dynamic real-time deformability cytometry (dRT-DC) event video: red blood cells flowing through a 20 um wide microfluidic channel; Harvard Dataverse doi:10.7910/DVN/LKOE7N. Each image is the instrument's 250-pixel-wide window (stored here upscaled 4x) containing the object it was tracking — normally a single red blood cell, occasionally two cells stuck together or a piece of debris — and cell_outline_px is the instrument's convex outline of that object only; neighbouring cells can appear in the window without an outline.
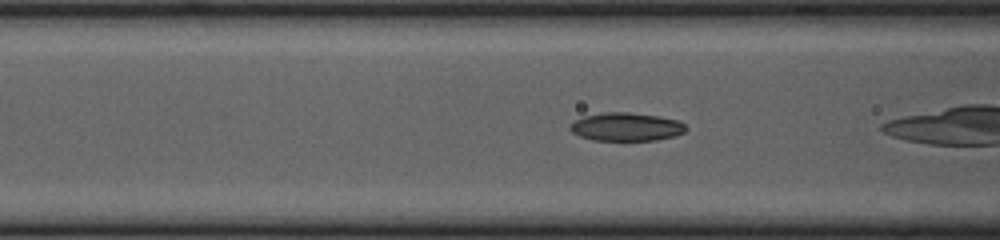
{"species": "common noctule bat (a hibernating species)", "species_latin": "Nyctalus noctula", "temperature_condition": "cold", "stored_images_in_passage": 54, "camera_frame_rate_fps": 3000, "um_per_image_px": 0.085, "animal": {"sex": "female", "body_mass_g": 23.0, "forearm_length_mm": 53.4}, "frame": {"image": 1, "passage_image": 19, "time_ms": 6.0, "image_size_px": [1000, 240], "cell_outline_px": [[688, 128], [684, 132], [676, 136], [656, 140], [592, 140], [580, 136], [572, 132], [568, 128], [568, 124], [572, 120], [584, 116], [604, 112], [628, 112], [660, 116], [680, 120]], "centroid_in_image_um": [53.22, 10.77], "position_along_channel_um": 113.4, "area_um2": 19.42}}
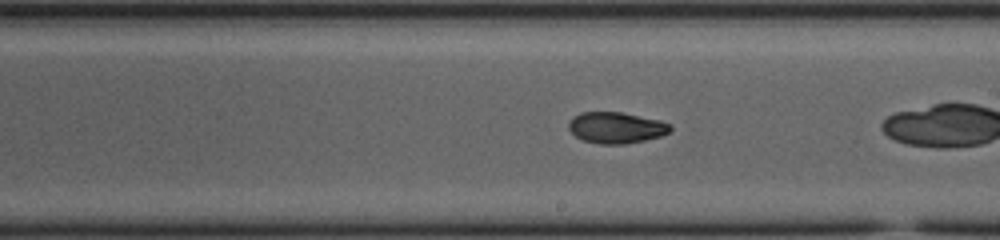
{"frame": {"image": 2, "passage_image": 29, "time_ms": 9.333, "image_size_px": [1000, 240], "cell_outline_px": [[672, 128], [668, 132], [660, 136], [644, 140], [624, 144], [600, 144], [584, 140], [576, 136], [568, 128], [568, 124], [572, 116], [580, 112], [620, 112], [660, 120], [672, 124]], "centroid_in_image_um": [52.36, 10.84], "position_along_channel_um": 236.6, "area_um2": 18.44}}
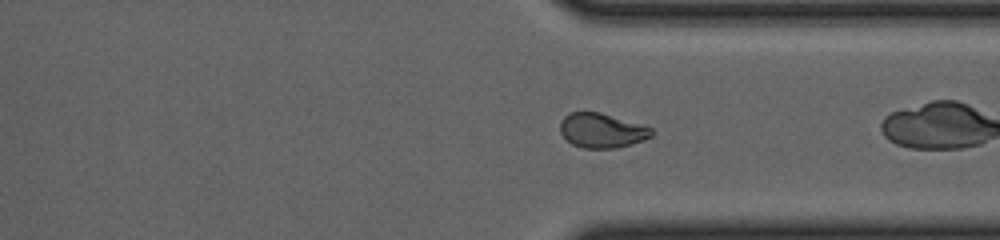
{"frame": {"image": 3, "passage_image": 39, "time_ms": 12.667, "image_size_px": [1000, 240], "cell_outline_px": [[652, 136], [644, 140], [616, 148], [584, 148], [572, 144], [560, 132], [560, 120], [568, 112], [600, 112], [652, 128]], "centroid_in_image_um": [51.12, 11.09], "position_along_channel_um": 360.3, "area_um2": 18.26}, "authors_computed_cell_mechanics": {"area_um2": 19.2185, "velocity_mm_per_s": 3.7028, "shape_relaxation_time_tau1_ms": 7.0828, "shape_relaxation_time_tau2_ms": 3.0138, "deformation_change_tau1": 0.1648, "deformation_change_tau2": 0.072}}